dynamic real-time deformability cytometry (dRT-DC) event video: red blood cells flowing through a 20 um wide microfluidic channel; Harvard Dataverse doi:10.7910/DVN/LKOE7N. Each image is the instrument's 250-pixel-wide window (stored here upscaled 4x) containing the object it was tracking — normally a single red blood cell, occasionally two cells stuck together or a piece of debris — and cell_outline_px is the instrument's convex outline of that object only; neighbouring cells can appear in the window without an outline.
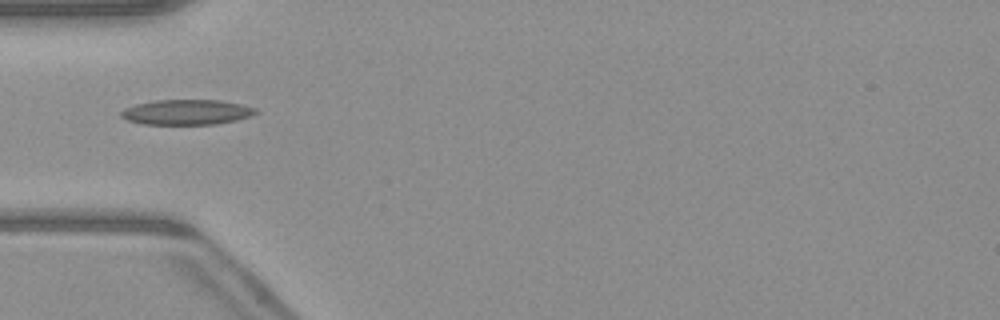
{"species": "common noctule bat (a hibernating species)", "species_latin": "Nyctalus noctula", "temperature_condition": "warm", "stored_images_in_passage": 35, "camera_frame_rate_fps": 3000, "um_per_image_px": 0.085, "animal": {"sex": "male", "body_mass_g": 23.1, "forearm_length_mm": 52.7}, "frame": {"image": 1, "passage_image": 1, "time_ms": 0.0, "image_size_px": [1000, 320], "cell_outline_px": [[260, 112], [252, 116], [236, 120], [216, 124], [144, 124], [128, 120], [120, 116], [120, 112], [124, 108], [136, 104], [156, 100], [220, 100], [240, 104], [256, 108]], "centroid_in_image_um": [15.89, 9.53], "position_along_channel_um": 69.1, "area_um2": 19.77}}
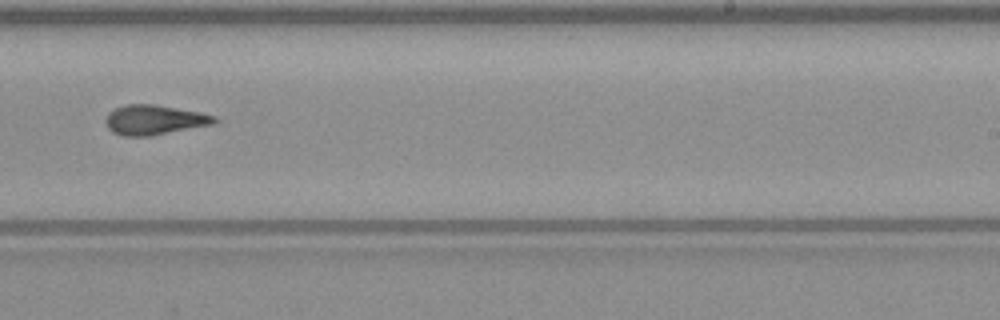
{"frame": {"image": 2, "passage_image": 16, "time_ms": 5.0, "image_size_px": [1000, 320], "cell_outline_px": [[220, 120], [216, 124], [152, 136], [124, 136], [112, 132], [108, 128], [104, 120], [108, 112], [112, 108], [124, 104], [156, 104], [200, 112], [216, 116]], "centroid_in_image_um": [13.13, 10.18], "position_along_channel_um": 275.9, "area_um2": 19.42}}
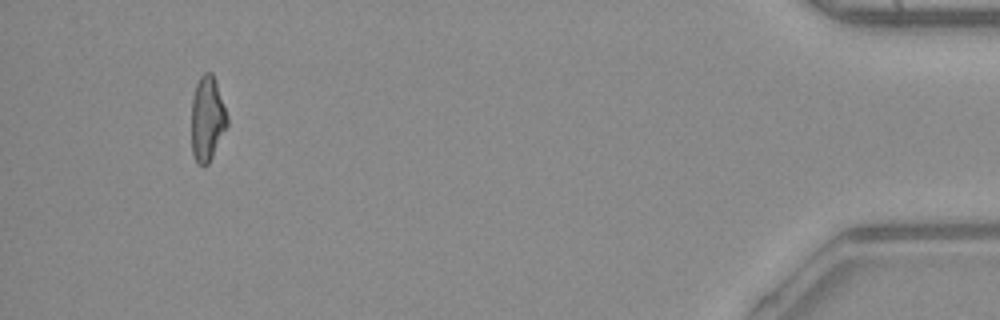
{"frame": {"image": 3, "passage_image": 32, "time_ms": 10.333, "image_size_px": [1000, 320], "cell_outline_px": [[228, 124], [208, 164], [196, 164], [192, 152], [192, 96], [196, 84], [200, 76], [204, 72], [212, 72], [228, 116]], "centroid_in_image_um": [17.61, 10.08], "position_along_channel_um": 417.6, "area_um2": 17.51}, "authors_computed_cell_mechanics": {"area_um2": 18.2648, "velocity_mm_per_s": 4.1211, "shape_relaxation_time_tau1_ms": null, "shape_relaxation_time_tau2_ms": 4.4796, "deformation_change_tau1": null, "deformation_change_tau2": 0.1455}}